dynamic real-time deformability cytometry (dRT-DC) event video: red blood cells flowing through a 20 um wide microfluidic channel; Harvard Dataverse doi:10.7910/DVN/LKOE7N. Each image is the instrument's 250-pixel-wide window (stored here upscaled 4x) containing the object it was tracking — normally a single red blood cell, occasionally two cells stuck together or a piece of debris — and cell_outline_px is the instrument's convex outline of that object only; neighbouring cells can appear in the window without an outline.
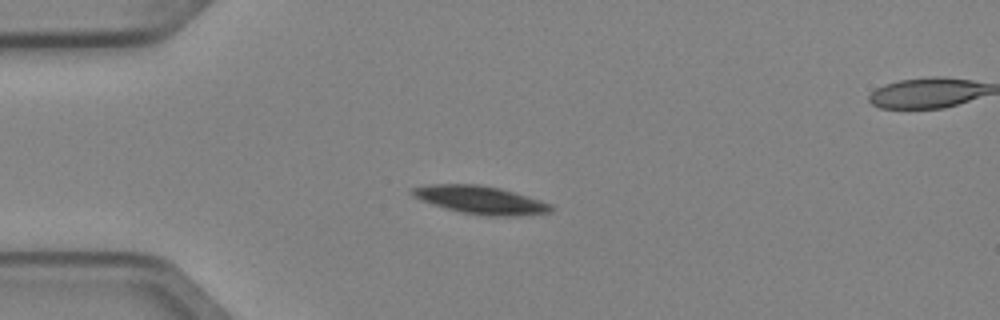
{"species": "Egyptian fruit bat (a non-hibernating species)", "species_latin": "Rousettus aegyptiacus", "temperature_condition": "cold", "stored_images_in_passage": 5, "camera_frame_rate_fps": 3000, "um_per_image_px": 0.085, "animal": {"sex": "female"}, "frame": {"image": 1, "passage_image": 2, "time_ms": 0.333, "image_size_px": [1000, 320], "cell_outline_px": [[556, 208], [552, 212], [520, 216], [488, 216], [464, 212], [444, 208], [420, 200], [412, 196], [408, 192], [408, 188], [428, 184], [476, 184], [500, 188], [528, 196], [552, 204]], "centroid_in_image_um": [40.83, 16.99], "position_along_channel_um": 44.2, "area_um2": 22.95}}
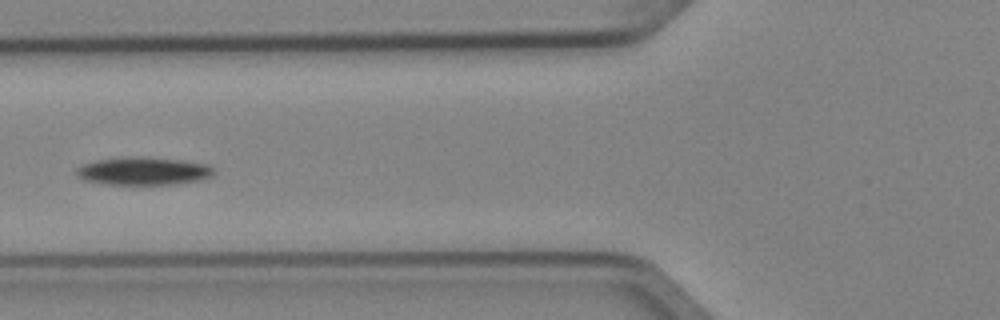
{"frame": {"image": 2, "passage_image": 4, "time_ms": 1.0, "image_size_px": [1000, 320], "cell_outline_px": [[216, 172], [212, 176], [200, 180], [172, 184], [104, 184], [84, 180], [76, 176], [76, 168], [84, 164], [96, 160], [120, 156], [140, 156], [184, 160], [208, 164], [216, 168]], "centroid_in_image_um": [12.21, 14.52], "position_along_channel_um": 113.6, "area_um2": 22.77}}